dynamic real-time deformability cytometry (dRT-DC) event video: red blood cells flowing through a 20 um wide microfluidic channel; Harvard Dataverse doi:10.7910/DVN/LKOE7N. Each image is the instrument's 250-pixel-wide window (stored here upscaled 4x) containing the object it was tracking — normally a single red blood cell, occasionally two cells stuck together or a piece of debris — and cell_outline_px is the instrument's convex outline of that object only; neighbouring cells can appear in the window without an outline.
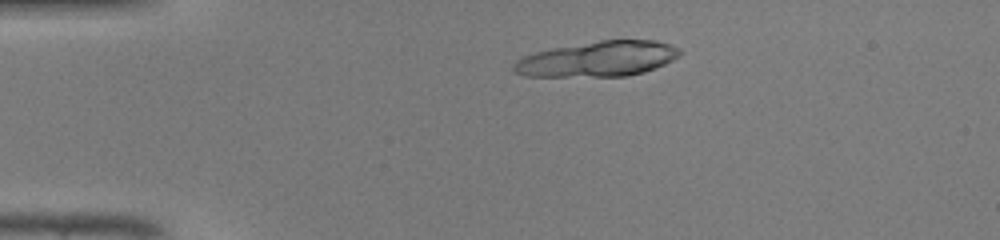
{"species": "common noctule bat (a hibernating species)", "species_latin": "Nyctalus noctula", "temperature_condition": "warm", "stored_images_in_passage": 14, "camera_frame_rate_fps": 3000, "um_per_image_px": 0.085, "animal": {"sex": "male", "body_mass_g": 19.0, "forearm_length_mm": 50.8}, "frame": {"image": 1, "passage_image": 7, "time_ms": 2.0, "image_size_px": [1000, 240], "cell_outline_px": [[684, 52], [672, 60], [664, 64], [644, 72], [628, 76], [524, 76], [516, 72], [512, 68], [512, 64], [516, 60], [524, 56], [536, 52], [552, 48], [600, 40], [656, 40], [672, 44], [680, 48]], "centroid_in_image_um": [50.85, 5.0], "position_along_channel_um": 34.2, "area_um2": 34.22}}